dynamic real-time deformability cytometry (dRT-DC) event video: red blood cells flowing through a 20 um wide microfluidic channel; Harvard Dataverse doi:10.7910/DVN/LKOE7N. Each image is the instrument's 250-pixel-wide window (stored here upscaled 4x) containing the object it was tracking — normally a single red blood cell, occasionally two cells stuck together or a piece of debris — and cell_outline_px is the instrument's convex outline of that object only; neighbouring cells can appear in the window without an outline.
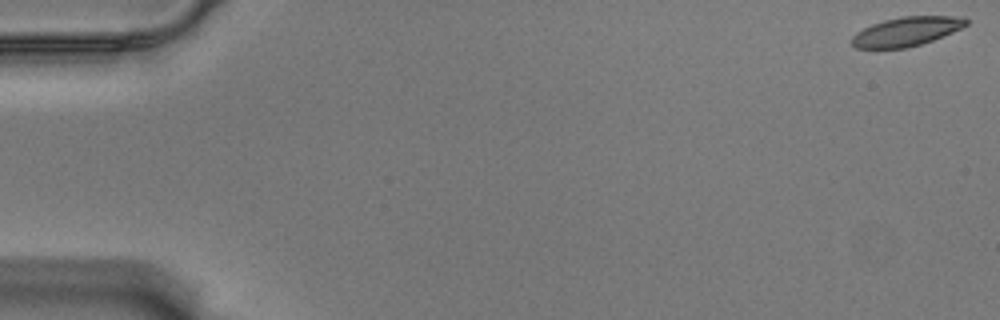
{"species": "Egyptian fruit bat (a non-hibernating species)", "species_latin": "Rousettus aegyptiacus", "temperature_condition": "warm", "stored_images_in_passage": 58, "camera_frame_rate_fps": 3000, "um_per_image_px": 0.085, "animal": {"sex": "male"}, "frame": {"image": 1, "passage_image": 1, "time_ms": 0.0, "image_size_px": [1000, 320], "cell_outline_px": [[968, 24], [952, 32], [932, 40], [908, 48], [876, 52], [856, 48], [852, 44], [852, 36], [856, 32], [872, 24], [884, 20], [900, 16], [964, 16], [968, 20]], "centroid_in_image_um": [76.97, 2.72], "position_along_channel_um": 8.0, "area_um2": 20.06}}
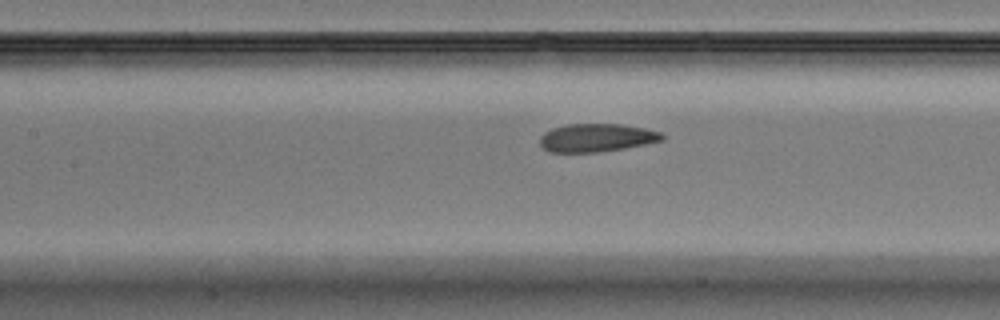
{"frame": {"image": 2, "passage_image": 27, "time_ms": 8.667, "image_size_px": [1000, 320], "cell_outline_px": [[664, 140], [624, 148], [596, 152], [552, 152], [544, 148], [540, 144], [540, 136], [544, 132], [552, 128], [568, 124], [620, 124], [644, 128], [660, 132], [664, 136]], "centroid_in_image_um": [50.7, 11.7], "position_along_channel_um": 156.7, "area_um2": 19.88}}
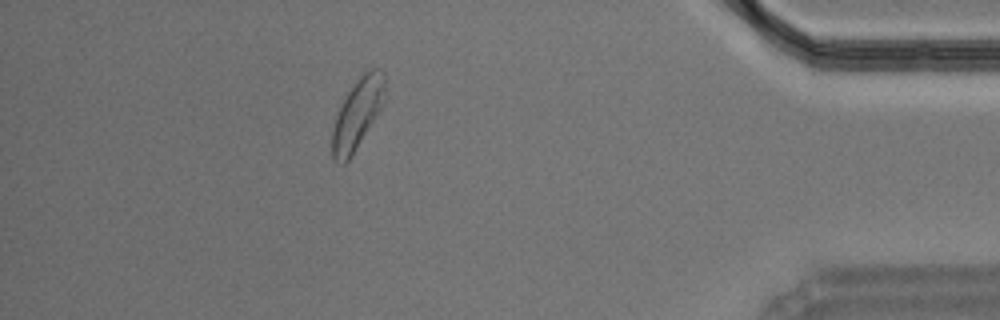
{"frame": {"image": 3, "passage_image": 52, "time_ms": 17.0, "image_size_px": [1000, 320], "cell_outline_px": [[384, 104], [348, 160], [344, 164], [336, 164], [332, 160], [332, 132], [336, 116], [348, 92], [356, 80], [364, 72], [372, 68], [380, 68], [384, 72]], "centroid_in_image_um": [30.38, 9.68], "position_along_channel_um": 404.8, "area_um2": 21.21}, "authors_computed_cell_mechanics": {"area_um2": 20.6346, "velocity_mm_per_s": 3.4945, "shape_relaxation_time_tau1_ms": 3.4682, "shape_relaxation_time_tau2_ms": 1.8007, "deformation_change_tau1": 0.1189, "deformation_change_tau2": 0.0906}}